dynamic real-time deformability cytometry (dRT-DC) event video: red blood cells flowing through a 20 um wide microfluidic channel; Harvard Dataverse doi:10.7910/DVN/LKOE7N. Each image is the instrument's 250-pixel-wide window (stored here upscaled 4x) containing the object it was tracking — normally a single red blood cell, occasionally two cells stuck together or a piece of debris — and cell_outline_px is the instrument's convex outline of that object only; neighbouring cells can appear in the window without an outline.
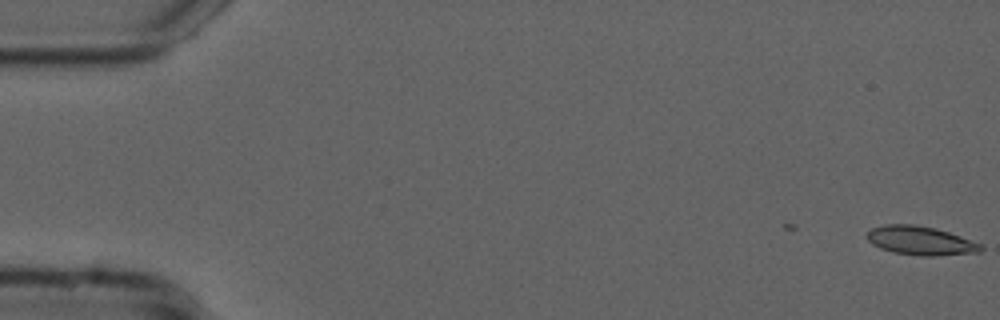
{"species": "common noctule bat (a hibernating species)", "species_latin": "Nyctalus noctula", "temperature_condition": "cold", "stored_images_in_passage": 3, "camera_frame_rate_fps": 3000, "um_per_image_px": 0.085, "animal": {"sex": "male", "forearm_length_mm": 52.5}, "frame": {"image": 1, "passage_image": 3, "time_ms": 0.667, "image_size_px": [1000, 320], "cell_outline_px": [[984, 248], [980, 252], [932, 256], [920, 256], [892, 252], [880, 248], [872, 244], [864, 236], [872, 228], [884, 224], [916, 224], [936, 228], [984, 244]], "centroid_in_image_um": [78.24, 20.45], "position_along_channel_um": 6.8, "area_um2": 19.36}}